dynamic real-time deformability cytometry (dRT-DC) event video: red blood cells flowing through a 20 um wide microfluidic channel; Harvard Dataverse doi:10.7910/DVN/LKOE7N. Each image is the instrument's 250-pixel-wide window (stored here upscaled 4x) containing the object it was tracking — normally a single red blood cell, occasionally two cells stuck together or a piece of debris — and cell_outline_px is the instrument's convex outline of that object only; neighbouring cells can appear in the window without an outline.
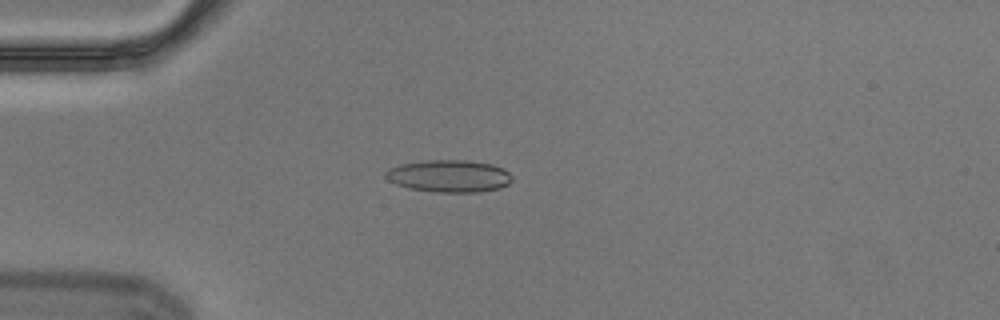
{"species": "Egyptian fruit bat (a non-hibernating species)", "species_latin": "Rousettus aegyptiacus", "temperature_condition": "cold", "stored_images_in_passage": 9, "camera_frame_rate_fps": 3000, "um_per_image_px": 0.085, "animal": {"sex": "male"}, "frame": {"image": 1, "passage_image": 4, "time_ms": 1.0, "image_size_px": [1000, 320], "cell_outline_px": [[512, 180], [508, 184], [500, 188], [480, 192], [440, 192], [408, 188], [396, 184], [388, 180], [384, 176], [384, 172], [388, 168], [400, 164], [424, 160], [468, 160], [492, 164], [504, 168], [512, 176]], "centroid_in_image_um": [38.17, 14.95], "position_along_channel_um": 46.8, "area_um2": 23.99}}